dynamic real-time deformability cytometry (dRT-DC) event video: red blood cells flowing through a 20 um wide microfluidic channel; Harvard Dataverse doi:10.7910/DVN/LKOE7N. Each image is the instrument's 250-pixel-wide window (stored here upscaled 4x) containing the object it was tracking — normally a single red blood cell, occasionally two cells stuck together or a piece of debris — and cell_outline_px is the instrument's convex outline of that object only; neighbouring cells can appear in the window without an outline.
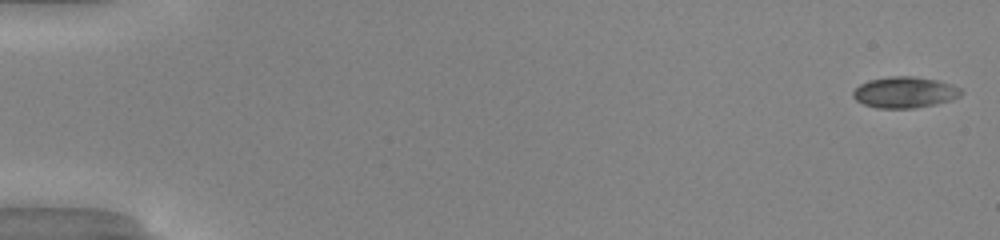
{"species": "common noctule bat (a hibernating species)", "species_latin": "Nyctalus noctula", "temperature_condition": "warm", "stored_images_in_passage": 50, "camera_frame_rate_fps": 3000, "um_per_image_px": 0.085, "animal": {"sex": "male", "body_mass_g": 20.0, "forearm_length_mm": 53.3}, "frame": {"image": 1, "passage_image": 1, "time_ms": 0.0, "image_size_px": [1000, 240], "cell_outline_px": [[964, 92], [960, 96], [952, 100], [936, 104], [916, 108], [876, 108], [864, 104], [856, 100], [852, 96], [852, 92], [860, 84], [868, 80], [888, 76], [912, 76], [936, 80], [952, 84], [960, 88]], "centroid_in_image_um": [76.91, 7.85], "position_along_channel_um": 8.1, "area_um2": 19.77}}
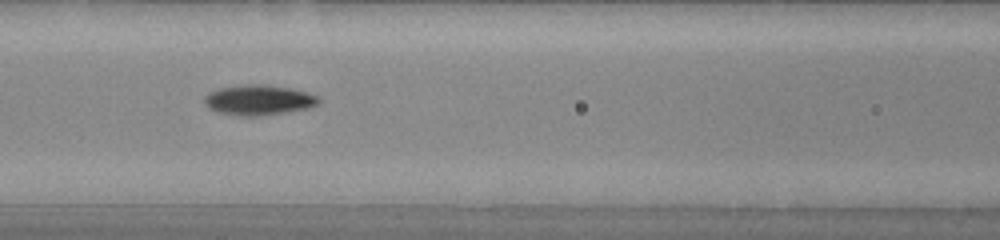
{"frame": {"image": 2, "passage_image": 23, "time_ms": 7.333, "image_size_px": [1000, 240], "cell_outline_px": [[320, 104], [308, 108], [284, 112], [256, 116], [244, 116], [220, 112], [208, 108], [204, 104], [204, 96], [220, 88], [244, 84], [260, 84], [292, 88], [308, 92], [316, 96], [320, 100]], "centroid_in_image_um": [22.0, 8.49], "position_along_channel_um": 144.6, "area_um2": 19.94}}
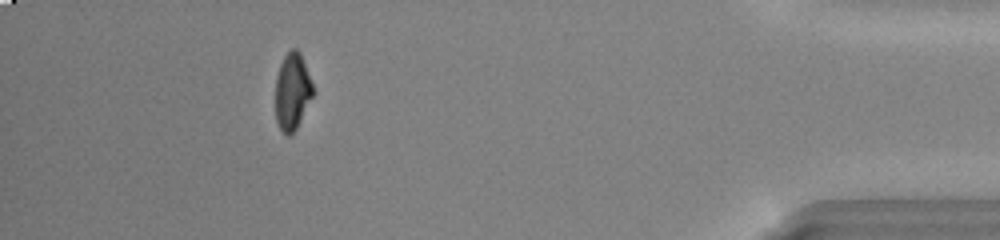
{"frame": {"image": 3, "passage_image": 46, "time_ms": 15.0, "image_size_px": [1000, 240], "cell_outline_px": [[316, 92], [296, 128], [288, 136], [280, 128], [276, 120], [276, 76], [280, 64], [284, 56], [292, 48], [296, 48], [300, 52]], "centroid_in_image_um": [24.87, 7.75], "position_along_channel_um": 410.3, "area_um2": 16.82}, "authors_computed_cell_mechanics": {"area_um2": 18.8139, "velocity_mm_per_s": 4.1443, "shape_relaxation_time_tau1_ms": 3.611, "shape_relaxation_time_tau2_ms": 6.7524, "deformation_change_tau1": 0.1558, "deformation_change_tau2": 0.1117}}